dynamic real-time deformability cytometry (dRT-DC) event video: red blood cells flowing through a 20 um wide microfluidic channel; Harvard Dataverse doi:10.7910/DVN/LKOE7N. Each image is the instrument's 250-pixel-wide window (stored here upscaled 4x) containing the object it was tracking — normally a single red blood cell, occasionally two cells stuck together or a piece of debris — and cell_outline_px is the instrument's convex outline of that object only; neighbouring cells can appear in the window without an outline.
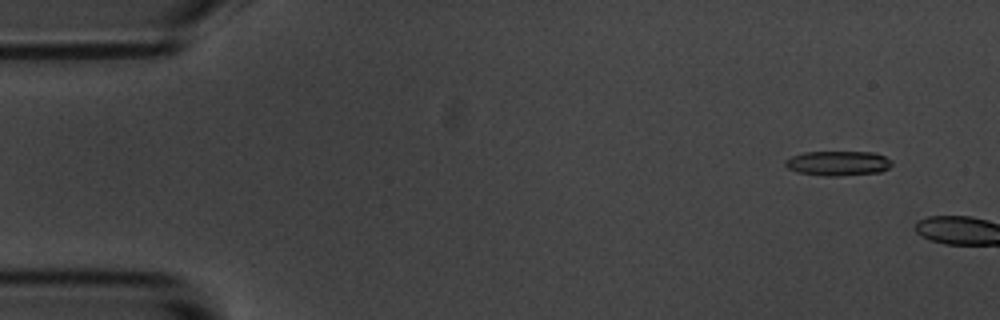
{"species": "common noctule bat (a hibernating species)", "species_latin": "Nyctalus noctula", "temperature_condition": "room temperature", "stored_images_in_passage": 8, "camera_frame_rate_fps": 3000, "um_per_image_px": 0.085, "animal": {"sex": "male", "body_mass_g": 20.1, "forearm_length_mm": 53.5}, "frame": {"image": 1, "passage_image": 5, "time_ms": 1.333, "image_size_px": [1000, 320], "cell_outline_px": [[892, 164], [888, 168], [880, 172], [840, 176], [824, 176], [796, 172], [788, 168], [784, 164], [784, 160], [792, 156], [804, 152], [872, 152], [884, 156], [892, 160]], "centroid_in_image_um": [71.21, 13.88], "position_along_channel_um": 13.8, "area_um2": 15.43}}